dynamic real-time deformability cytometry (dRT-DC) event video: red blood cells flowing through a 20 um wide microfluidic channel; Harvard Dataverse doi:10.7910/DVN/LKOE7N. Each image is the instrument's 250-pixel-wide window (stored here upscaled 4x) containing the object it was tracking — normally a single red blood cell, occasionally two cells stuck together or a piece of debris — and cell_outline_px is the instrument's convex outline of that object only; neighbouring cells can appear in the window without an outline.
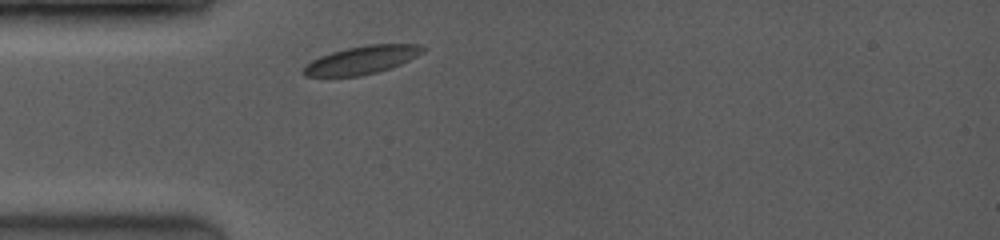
{"species": "common noctule bat (a hibernating species)", "species_latin": "Nyctalus noctula", "temperature_condition": "room temperature", "stored_images_in_passage": 1, "camera_frame_rate_fps": 3500, "um_per_image_px": 0.085, "animal": {"sex": "female", "body_mass_g": 19.0, "forearm_length_mm": 53.3}, "frame": {"image": 1, "passage_image": 1, "time_ms": 0.0, "image_size_px": [1000, 240], "cell_outline_px": [[428, 48], [424, 52], [392, 68], [360, 76], [304, 76], [300, 72], [304, 64], [320, 56], [332, 52], [348, 48], [368, 44], [420, 44]], "centroid_in_image_um": [30.75, 5.1], "position_along_channel_um": 54.3, "area_um2": 19.65}}